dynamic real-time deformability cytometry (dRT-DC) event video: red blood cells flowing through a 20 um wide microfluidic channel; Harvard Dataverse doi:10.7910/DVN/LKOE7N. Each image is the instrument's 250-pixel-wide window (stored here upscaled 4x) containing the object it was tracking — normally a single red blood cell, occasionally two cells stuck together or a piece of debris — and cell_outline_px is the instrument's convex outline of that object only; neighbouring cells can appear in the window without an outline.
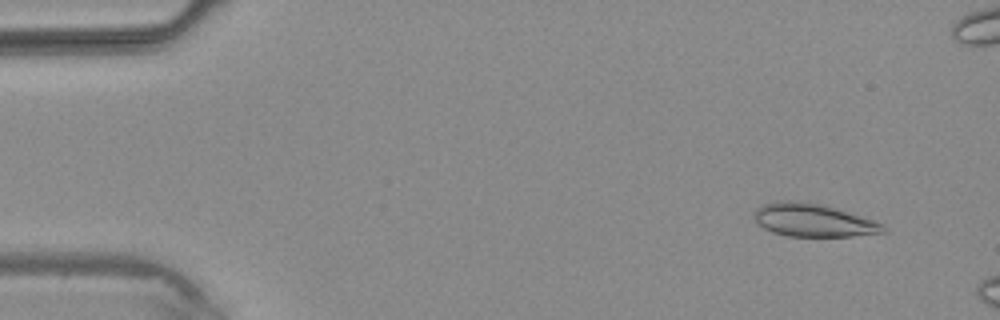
{"species": "common noctule bat (a hibernating species)", "species_latin": "Nyctalus noctula", "temperature_condition": "warm", "stored_images_in_passage": 4, "camera_frame_rate_fps": 3000, "um_per_image_px": 0.085, "animal": {"sex": "male", "body_mass_g": 20.4}, "frame": {"image": 1, "passage_image": 2, "time_ms": 1.0, "image_size_px": [1000, 320], "cell_outline_px": [[888, 232], [852, 236], [788, 236], [772, 232], [756, 224], [752, 216], [752, 212], [760, 204], [776, 200], [792, 200], [820, 204], [872, 220], [884, 224], [888, 228]], "centroid_in_image_um": [69.04, 18.71], "position_along_channel_um": 16.0, "area_um2": 24.97}}